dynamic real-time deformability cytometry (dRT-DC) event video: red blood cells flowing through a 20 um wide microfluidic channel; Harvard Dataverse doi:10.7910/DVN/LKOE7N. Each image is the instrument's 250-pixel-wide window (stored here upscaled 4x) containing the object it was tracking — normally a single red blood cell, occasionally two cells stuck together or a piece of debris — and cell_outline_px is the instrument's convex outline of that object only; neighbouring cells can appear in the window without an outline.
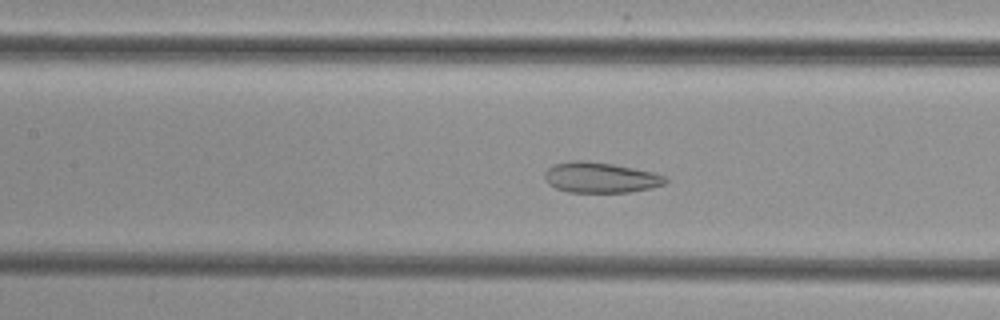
{"species": "common noctule bat (a hibernating species)", "species_latin": "Nyctalus noctula", "temperature_condition": "cold", "stored_images_in_passage": 41, "camera_frame_rate_fps": 3000, "um_per_image_px": 0.085, "animal": {"sex": "female", "body_mass_g": 29.2, "forearm_length_mm": 56.3}, "frame": {"image": 1, "passage_image": 13, "time_ms": 4.0, "image_size_px": [1000, 320], "cell_outline_px": [[668, 180], [664, 184], [652, 188], [632, 192], [568, 192], [556, 188], [548, 184], [544, 176], [544, 172], [552, 164], [572, 160], [584, 160], [612, 164], [652, 172], [664, 176]], "centroid_in_image_um": [51.0, 15.09], "position_along_channel_um": 156.4, "area_um2": 21.5}}
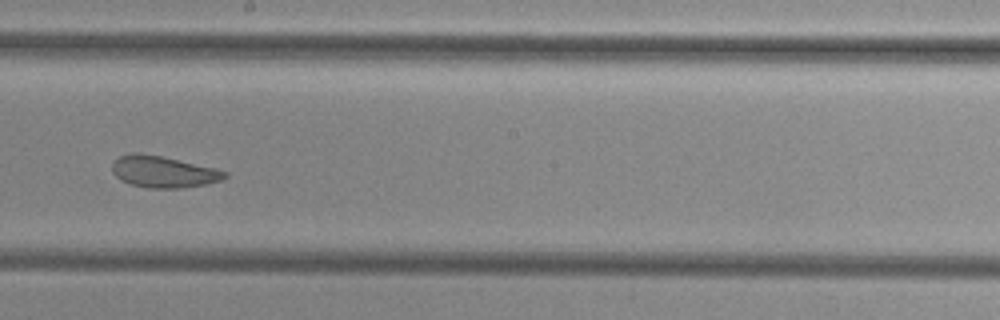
{"frame": {"image": 2, "passage_image": 19, "time_ms": 6.0, "image_size_px": [1000, 320], "cell_outline_px": [[228, 176], [224, 180], [208, 184], [180, 188], [148, 188], [132, 184], [120, 180], [112, 172], [112, 164], [120, 156], [132, 152], [136, 152], [160, 156], [212, 168], [228, 172]], "centroid_in_image_um": [13.88, 14.61], "position_along_channel_um": 234.3, "area_um2": 20.52}}
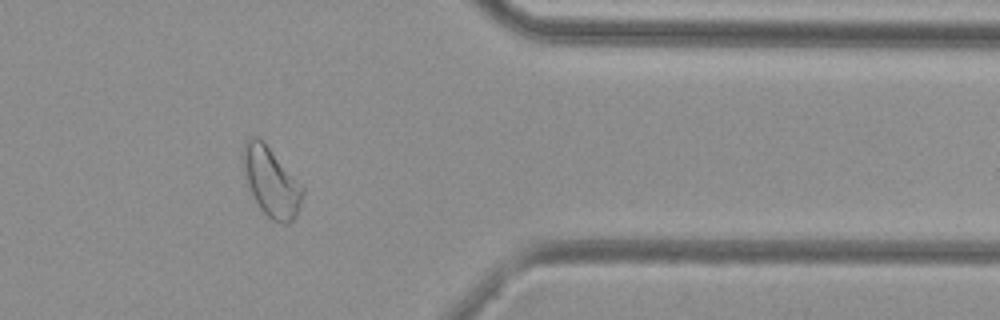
{"frame": {"image": 3, "passage_image": 32, "time_ms": 10.333, "image_size_px": [1000, 320], "cell_outline_px": [[304, 192], [296, 216], [288, 224], [284, 224], [272, 220], [260, 208], [252, 196], [244, 180], [240, 156], [244, 140], [252, 136], [260, 136], [264, 140], [304, 188]], "centroid_in_image_um": [22.98, 15.39], "position_along_channel_um": 388.4, "area_um2": 24.68}}